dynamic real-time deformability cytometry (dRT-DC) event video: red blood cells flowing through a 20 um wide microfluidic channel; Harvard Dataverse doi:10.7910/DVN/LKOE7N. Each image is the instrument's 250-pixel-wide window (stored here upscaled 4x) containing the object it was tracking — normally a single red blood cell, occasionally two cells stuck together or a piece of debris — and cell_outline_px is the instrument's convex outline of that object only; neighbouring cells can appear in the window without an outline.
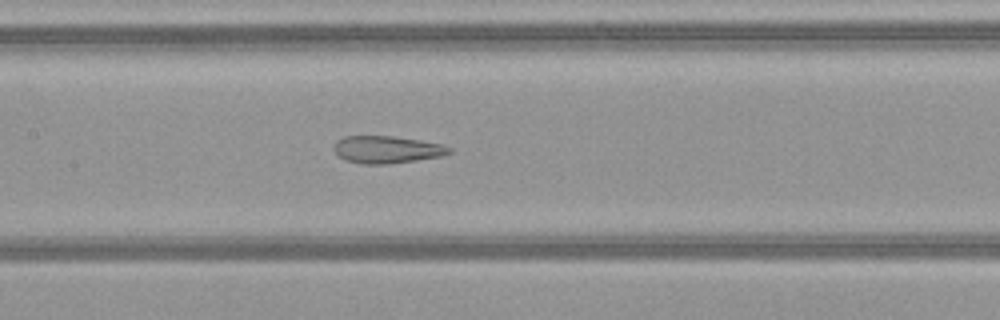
{"species": "common noctule bat (a hibernating species)", "species_latin": "Nyctalus noctula", "temperature_condition": "warm", "stored_images_in_passage": 26, "camera_frame_rate_fps": 3000, "um_per_image_px": 0.085, "animal": {"sex": "female", "body_mass_g": 21.9}, "frame": {"image": 1, "passage_image": 9, "time_ms": 2.667, "image_size_px": [1000, 320], "cell_outline_px": [[452, 152], [444, 156], [388, 164], [364, 164], [348, 160], [340, 156], [332, 148], [336, 140], [344, 136], [392, 136], [420, 140], [440, 144], [452, 148]], "centroid_in_image_um": [32.9, 12.71], "position_along_channel_um": 174.5, "area_um2": 18.32}}
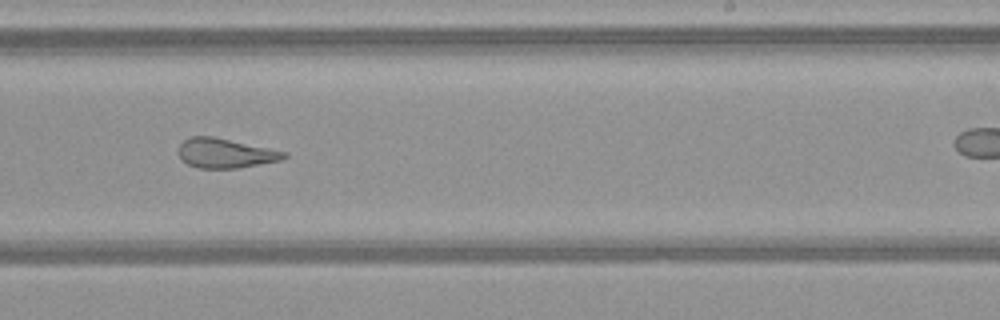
{"frame": {"image": 2, "passage_image": 16, "time_ms": 5.0, "image_size_px": [1000, 320], "cell_outline_px": [[288, 156], [284, 160], [240, 168], [196, 168], [188, 164], [180, 156], [180, 144], [184, 140], [192, 136], [212, 136], [288, 152]], "centroid_in_image_um": [19.22, 13.03], "position_along_channel_um": 269.8, "area_um2": 18.15}}
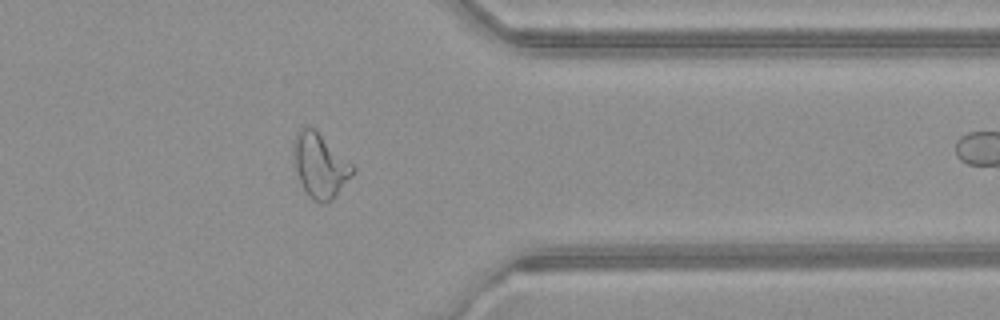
{"frame": {"image": 3, "passage_image": 25, "time_ms": 8.0, "image_size_px": [1000, 320], "cell_outline_px": [[356, 168], [352, 176], [332, 200], [324, 204], [320, 204], [312, 200], [308, 196], [300, 180], [296, 168], [292, 152], [292, 140], [296, 132], [304, 124], [308, 124], [316, 128]], "centroid_in_image_um": [27.18, 14.01], "position_along_channel_um": 384.2, "area_um2": 22.66}}